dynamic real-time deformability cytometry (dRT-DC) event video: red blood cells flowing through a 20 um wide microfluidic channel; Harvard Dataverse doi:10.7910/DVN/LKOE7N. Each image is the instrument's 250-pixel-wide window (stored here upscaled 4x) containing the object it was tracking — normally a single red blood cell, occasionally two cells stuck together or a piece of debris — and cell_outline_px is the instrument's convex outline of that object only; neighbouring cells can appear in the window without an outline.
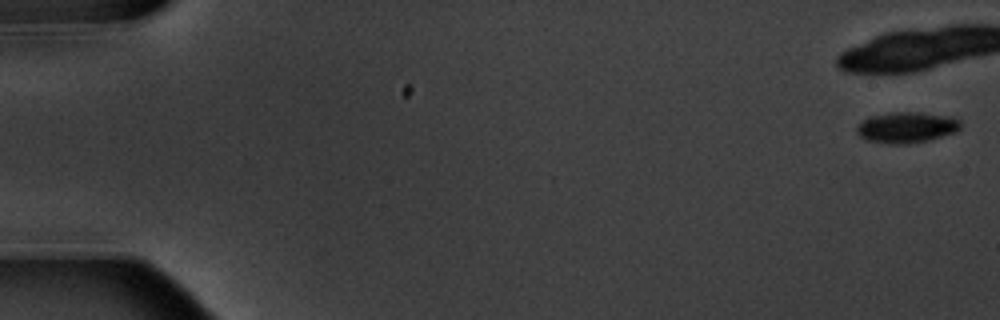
{"species": "common noctule bat (a hibernating species)", "species_latin": "Nyctalus noctula", "temperature_condition": "warm", "stored_images_in_passage": 6, "camera_frame_rate_fps": 3000, "um_per_image_px": 0.085, "animal": {"sex": "male", "body_mass_g": 20.1, "forearm_length_mm": 53.5}, "frame": {"image": 1, "passage_image": 1, "time_ms": 0.0, "image_size_px": [1000, 320], "cell_outline_px": [[960, 128], [956, 132], [928, 140], [908, 144], [888, 144], [868, 140], [860, 136], [856, 132], [856, 128], [864, 120], [872, 116], [892, 112], [916, 112], [944, 116], [960, 120]], "centroid_in_image_um": [77.04, 10.84], "position_along_channel_um": 8.0, "area_um2": 18.38}}
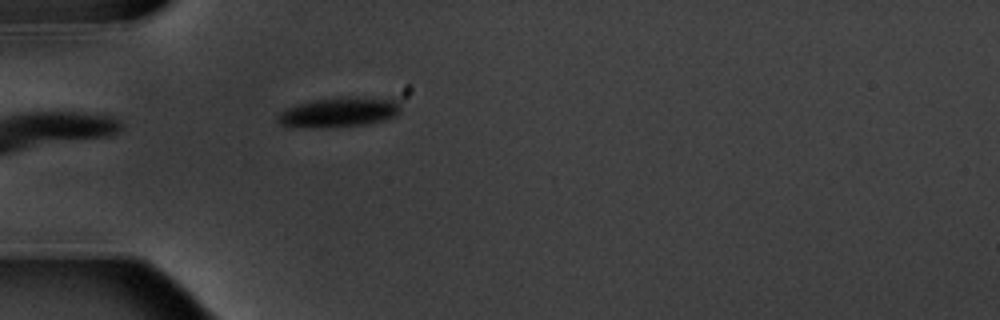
{"frame": {"image": 2, "passage_image": 6, "time_ms": 6.667, "image_size_px": [1000, 320], "cell_outline_px": [[400, 108], [396, 116], [384, 120], [364, 124], [324, 128], [320, 128], [280, 124], [276, 120], [276, 116], [280, 112], [296, 104], [316, 100], [348, 96], [396, 96], [400, 100]], "centroid_in_image_um": [28.95, 9.49], "position_along_channel_um": 56.1, "area_um2": 21.85}}